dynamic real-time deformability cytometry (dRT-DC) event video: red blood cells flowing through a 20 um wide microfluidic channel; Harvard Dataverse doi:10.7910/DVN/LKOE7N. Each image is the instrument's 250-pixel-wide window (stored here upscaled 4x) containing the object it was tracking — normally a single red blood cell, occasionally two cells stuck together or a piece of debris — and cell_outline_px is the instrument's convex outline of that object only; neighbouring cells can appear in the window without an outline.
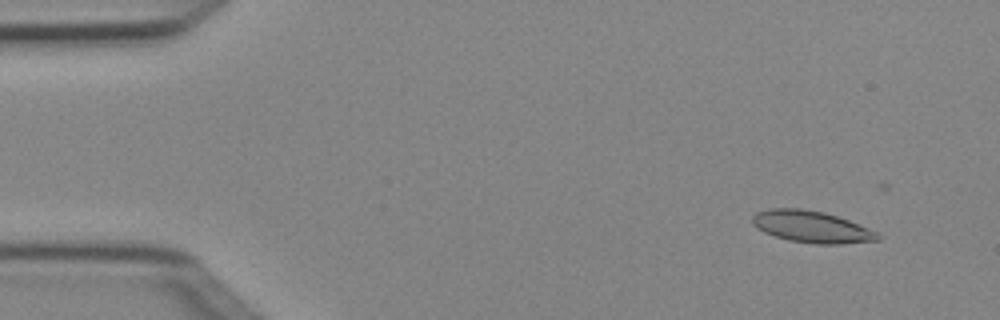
{"species": "Egyptian fruit bat (a non-hibernating species)", "species_latin": "Rousettus aegyptiacus", "temperature_condition": "cold", "stored_images_in_passage": 5, "camera_frame_rate_fps": 3000, "um_per_image_px": 0.085, "animal": {"sex": "female"}, "frame": {"image": 1, "passage_image": 2, "time_ms": 0.333, "image_size_px": [1000, 320], "cell_outline_px": [[880, 240], [840, 244], [816, 244], [788, 240], [764, 232], [756, 228], [752, 224], [752, 216], [756, 212], [772, 208], [800, 208], [820, 212], [836, 216], [848, 220], [868, 228], [876, 232], [880, 236]], "centroid_in_image_um": [68.95, 19.28], "position_along_channel_um": 16.0, "area_um2": 23.0}}